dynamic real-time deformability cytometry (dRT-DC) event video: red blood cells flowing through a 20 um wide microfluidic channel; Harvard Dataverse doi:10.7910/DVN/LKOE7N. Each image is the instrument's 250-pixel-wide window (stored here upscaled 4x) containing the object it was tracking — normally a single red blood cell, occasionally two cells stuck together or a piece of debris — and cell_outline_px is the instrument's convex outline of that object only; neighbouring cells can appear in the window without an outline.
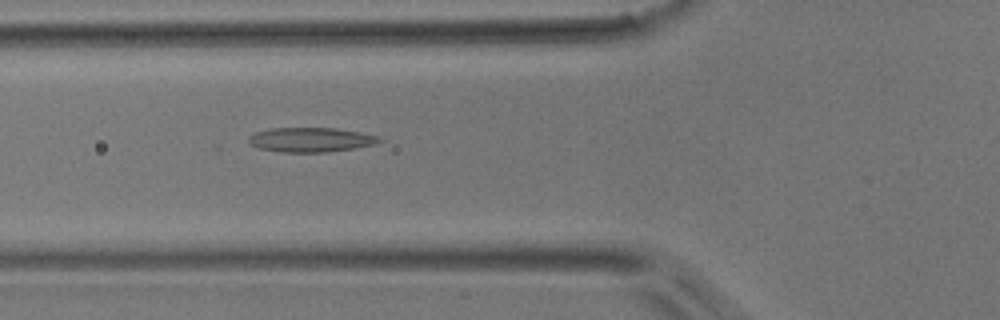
{"species": "common noctule bat (a hibernating species)", "species_latin": "Nyctalus noctula", "temperature_condition": "room temperature", "stored_images_in_passage": 36, "camera_frame_rate_fps": 3000, "um_per_image_px": 0.085, "animal": {"sex": "male", "body_mass_g": 17.9}, "frame": {"image": 1, "passage_image": 4, "time_ms": 1.0, "image_size_px": [1000, 320], "cell_outline_px": [[384, 140], [376, 144], [356, 148], [328, 152], [284, 152], [260, 148], [252, 144], [248, 140], [248, 136], [256, 132], [272, 128], [336, 128], [360, 132], [380, 136]], "centroid_in_image_um": [26.49, 11.87], "position_along_channel_um": 99.3, "area_um2": 18.67}}
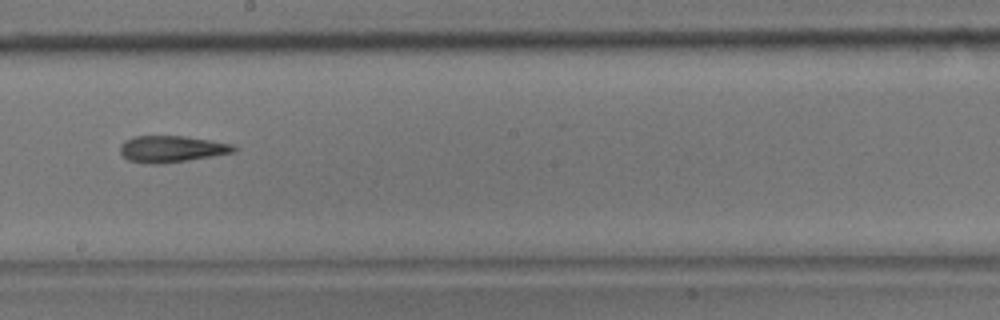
{"frame": {"image": 2, "passage_image": 14, "time_ms": 4.333, "image_size_px": [1000, 320], "cell_outline_px": [[240, 148], [236, 152], [188, 160], [160, 164], [152, 164], [128, 160], [120, 152], [120, 144], [124, 140], [136, 136], [184, 136], [232, 144]], "centroid_in_image_um": [14.6, 12.66], "position_along_channel_um": 233.6, "area_um2": 17.57}}
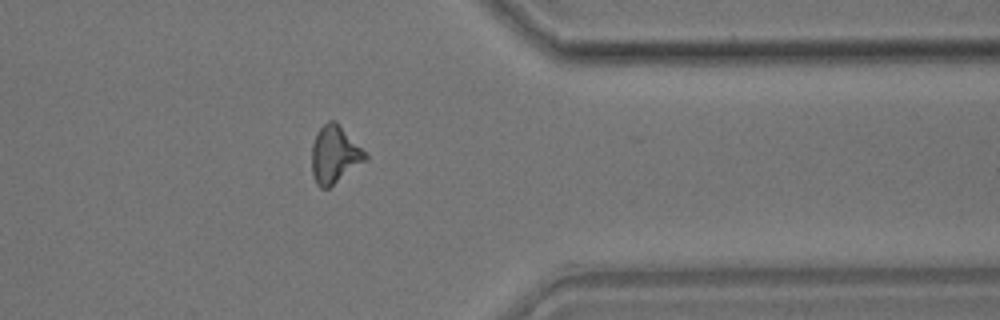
{"frame": {"image": 3, "passage_image": 26, "time_ms": 8.333, "image_size_px": [1000, 320], "cell_outline_px": [[368, 156], [364, 160], [328, 188], [320, 188], [316, 184], [312, 176], [312, 144], [316, 132], [328, 120], [336, 120]], "centroid_in_image_um": [28.38, 13.11], "position_along_channel_um": 383.0, "area_um2": 17.51}}